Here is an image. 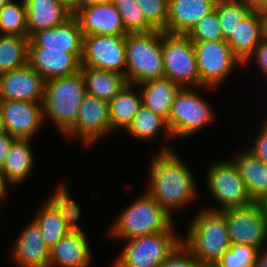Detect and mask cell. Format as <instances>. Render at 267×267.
Instances as JSON below:
<instances>
[{"label":"cell","mask_w":267,"mask_h":267,"mask_svg":"<svg viewBox=\"0 0 267 267\" xmlns=\"http://www.w3.org/2000/svg\"><path fill=\"white\" fill-rule=\"evenodd\" d=\"M161 147L157 156L151 159L150 186L145 192L172 216V211L196 200L197 186L179 154L168 145Z\"/></svg>","instance_id":"cell-1"},{"label":"cell","mask_w":267,"mask_h":267,"mask_svg":"<svg viewBox=\"0 0 267 267\" xmlns=\"http://www.w3.org/2000/svg\"><path fill=\"white\" fill-rule=\"evenodd\" d=\"M85 94L81 71L45 81L42 101L44 122L50 119L64 136L75 124Z\"/></svg>","instance_id":"cell-2"},{"label":"cell","mask_w":267,"mask_h":267,"mask_svg":"<svg viewBox=\"0 0 267 267\" xmlns=\"http://www.w3.org/2000/svg\"><path fill=\"white\" fill-rule=\"evenodd\" d=\"M191 221L182 244L205 267H213L231 246L224 215L204 208Z\"/></svg>","instance_id":"cell-3"},{"label":"cell","mask_w":267,"mask_h":267,"mask_svg":"<svg viewBox=\"0 0 267 267\" xmlns=\"http://www.w3.org/2000/svg\"><path fill=\"white\" fill-rule=\"evenodd\" d=\"M110 227L109 235L125 240L168 231L174 221L150 195L146 192L136 198Z\"/></svg>","instance_id":"cell-4"},{"label":"cell","mask_w":267,"mask_h":267,"mask_svg":"<svg viewBox=\"0 0 267 267\" xmlns=\"http://www.w3.org/2000/svg\"><path fill=\"white\" fill-rule=\"evenodd\" d=\"M126 71L130 84H141L164 77L162 30L128 33L125 36Z\"/></svg>","instance_id":"cell-5"},{"label":"cell","mask_w":267,"mask_h":267,"mask_svg":"<svg viewBox=\"0 0 267 267\" xmlns=\"http://www.w3.org/2000/svg\"><path fill=\"white\" fill-rule=\"evenodd\" d=\"M174 228L125 240L127 244L112 267H157L182 244Z\"/></svg>","instance_id":"cell-6"},{"label":"cell","mask_w":267,"mask_h":267,"mask_svg":"<svg viewBox=\"0 0 267 267\" xmlns=\"http://www.w3.org/2000/svg\"><path fill=\"white\" fill-rule=\"evenodd\" d=\"M65 187L63 184L56 187L55 193L33 218L49 248L64 238L81 216V207L73 201Z\"/></svg>","instance_id":"cell-7"},{"label":"cell","mask_w":267,"mask_h":267,"mask_svg":"<svg viewBox=\"0 0 267 267\" xmlns=\"http://www.w3.org/2000/svg\"><path fill=\"white\" fill-rule=\"evenodd\" d=\"M189 87H182L172 104L167 126L173 138L194 135L216 120L210 104ZM215 119V120H214Z\"/></svg>","instance_id":"cell-8"},{"label":"cell","mask_w":267,"mask_h":267,"mask_svg":"<svg viewBox=\"0 0 267 267\" xmlns=\"http://www.w3.org/2000/svg\"><path fill=\"white\" fill-rule=\"evenodd\" d=\"M164 77L181 87H200L194 45L187 34L162 31Z\"/></svg>","instance_id":"cell-9"},{"label":"cell","mask_w":267,"mask_h":267,"mask_svg":"<svg viewBox=\"0 0 267 267\" xmlns=\"http://www.w3.org/2000/svg\"><path fill=\"white\" fill-rule=\"evenodd\" d=\"M206 173L208 192L221 206L207 207V209L221 211L229 208H243L254 203L233 161L212 163Z\"/></svg>","instance_id":"cell-10"},{"label":"cell","mask_w":267,"mask_h":267,"mask_svg":"<svg viewBox=\"0 0 267 267\" xmlns=\"http://www.w3.org/2000/svg\"><path fill=\"white\" fill-rule=\"evenodd\" d=\"M194 45L200 87L217 88L242 63L226 41L192 42Z\"/></svg>","instance_id":"cell-11"},{"label":"cell","mask_w":267,"mask_h":267,"mask_svg":"<svg viewBox=\"0 0 267 267\" xmlns=\"http://www.w3.org/2000/svg\"><path fill=\"white\" fill-rule=\"evenodd\" d=\"M220 212L224 215L231 244L251 245L259 250L267 246V217L261 203Z\"/></svg>","instance_id":"cell-12"},{"label":"cell","mask_w":267,"mask_h":267,"mask_svg":"<svg viewBox=\"0 0 267 267\" xmlns=\"http://www.w3.org/2000/svg\"><path fill=\"white\" fill-rule=\"evenodd\" d=\"M81 66L118 72L125 75V36H83Z\"/></svg>","instance_id":"cell-13"},{"label":"cell","mask_w":267,"mask_h":267,"mask_svg":"<svg viewBox=\"0 0 267 267\" xmlns=\"http://www.w3.org/2000/svg\"><path fill=\"white\" fill-rule=\"evenodd\" d=\"M111 132L108 102L85 94L79 107L76 122L64 136L66 138L79 137L87 147L88 145L92 146L100 139L102 140Z\"/></svg>","instance_id":"cell-14"},{"label":"cell","mask_w":267,"mask_h":267,"mask_svg":"<svg viewBox=\"0 0 267 267\" xmlns=\"http://www.w3.org/2000/svg\"><path fill=\"white\" fill-rule=\"evenodd\" d=\"M6 131L15 138L33 139L43 126L42 102L0 100Z\"/></svg>","instance_id":"cell-15"},{"label":"cell","mask_w":267,"mask_h":267,"mask_svg":"<svg viewBox=\"0 0 267 267\" xmlns=\"http://www.w3.org/2000/svg\"><path fill=\"white\" fill-rule=\"evenodd\" d=\"M82 54H71L65 50L44 47H28V65L44 81L63 77L80 71Z\"/></svg>","instance_id":"cell-16"},{"label":"cell","mask_w":267,"mask_h":267,"mask_svg":"<svg viewBox=\"0 0 267 267\" xmlns=\"http://www.w3.org/2000/svg\"><path fill=\"white\" fill-rule=\"evenodd\" d=\"M44 84L42 76L27 64L0 74V100L42 102Z\"/></svg>","instance_id":"cell-17"},{"label":"cell","mask_w":267,"mask_h":267,"mask_svg":"<svg viewBox=\"0 0 267 267\" xmlns=\"http://www.w3.org/2000/svg\"><path fill=\"white\" fill-rule=\"evenodd\" d=\"M83 36L118 35L126 36L121 15L114 3L90 5L79 8L74 14Z\"/></svg>","instance_id":"cell-18"},{"label":"cell","mask_w":267,"mask_h":267,"mask_svg":"<svg viewBox=\"0 0 267 267\" xmlns=\"http://www.w3.org/2000/svg\"><path fill=\"white\" fill-rule=\"evenodd\" d=\"M91 259L86 234L77 224L50 248L49 267H89Z\"/></svg>","instance_id":"cell-19"},{"label":"cell","mask_w":267,"mask_h":267,"mask_svg":"<svg viewBox=\"0 0 267 267\" xmlns=\"http://www.w3.org/2000/svg\"><path fill=\"white\" fill-rule=\"evenodd\" d=\"M83 35L78 20L72 15L63 24L39 31L29 38L28 47H44L82 54Z\"/></svg>","instance_id":"cell-20"},{"label":"cell","mask_w":267,"mask_h":267,"mask_svg":"<svg viewBox=\"0 0 267 267\" xmlns=\"http://www.w3.org/2000/svg\"><path fill=\"white\" fill-rule=\"evenodd\" d=\"M217 0H168V16L164 32L188 34L215 8Z\"/></svg>","instance_id":"cell-21"},{"label":"cell","mask_w":267,"mask_h":267,"mask_svg":"<svg viewBox=\"0 0 267 267\" xmlns=\"http://www.w3.org/2000/svg\"><path fill=\"white\" fill-rule=\"evenodd\" d=\"M12 249L18 267H49L50 248L34 220L20 233Z\"/></svg>","instance_id":"cell-22"},{"label":"cell","mask_w":267,"mask_h":267,"mask_svg":"<svg viewBox=\"0 0 267 267\" xmlns=\"http://www.w3.org/2000/svg\"><path fill=\"white\" fill-rule=\"evenodd\" d=\"M27 9L28 38L63 24L73 14L58 0H24Z\"/></svg>","instance_id":"cell-23"},{"label":"cell","mask_w":267,"mask_h":267,"mask_svg":"<svg viewBox=\"0 0 267 267\" xmlns=\"http://www.w3.org/2000/svg\"><path fill=\"white\" fill-rule=\"evenodd\" d=\"M232 159L254 203L267 198V164L247 148Z\"/></svg>","instance_id":"cell-24"},{"label":"cell","mask_w":267,"mask_h":267,"mask_svg":"<svg viewBox=\"0 0 267 267\" xmlns=\"http://www.w3.org/2000/svg\"><path fill=\"white\" fill-rule=\"evenodd\" d=\"M136 86L142 87V104L167 121L175 97L182 87L165 77L149 80Z\"/></svg>","instance_id":"cell-25"},{"label":"cell","mask_w":267,"mask_h":267,"mask_svg":"<svg viewBox=\"0 0 267 267\" xmlns=\"http://www.w3.org/2000/svg\"><path fill=\"white\" fill-rule=\"evenodd\" d=\"M262 40L263 22L261 12L251 11L236 26L233 35L226 42L243 63Z\"/></svg>","instance_id":"cell-26"},{"label":"cell","mask_w":267,"mask_h":267,"mask_svg":"<svg viewBox=\"0 0 267 267\" xmlns=\"http://www.w3.org/2000/svg\"><path fill=\"white\" fill-rule=\"evenodd\" d=\"M30 141L31 139L16 138L0 168L10 185L23 183L34 169L35 157Z\"/></svg>","instance_id":"cell-27"},{"label":"cell","mask_w":267,"mask_h":267,"mask_svg":"<svg viewBox=\"0 0 267 267\" xmlns=\"http://www.w3.org/2000/svg\"><path fill=\"white\" fill-rule=\"evenodd\" d=\"M86 94L109 102L128 84L124 74L81 66Z\"/></svg>","instance_id":"cell-28"},{"label":"cell","mask_w":267,"mask_h":267,"mask_svg":"<svg viewBox=\"0 0 267 267\" xmlns=\"http://www.w3.org/2000/svg\"><path fill=\"white\" fill-rule=\"evenodd\" d=\"M134 84L128 83L108 102L112 132L126 130L142 104V95L133 92ZM119 128V129H118Z\"/></svg>","instance_id":"cell-29"},{"label":"cell","mask_w":267,"mask_h":267,"mask_svg":"<svg viewBox=\"0 0 267 267\" xmlns=\"http://www.w3.org/2000/svg\"><path fill=\"white\" fill-rule=\"evenodd\" d=\"M28 37L0 35V74L28 64Z\"/></svg>","instance_id":"cell-30"},{"label":"cell","mask_w":267,"mask_h":267,"mask_svg":"<svg viewBox=\"0 0 267 267\" xmlns=\"http://www.w3.org/2000/svg\"><path fill=\"white\" fill-rule=\"evenodd\" d=\"M163 130V131H162ZM126 131L138 140H154L162 131L171 137L166 120L142 105Z\"/></svg>","instance_id":"cell-31"},{"label":"cell","mask_w":267,"mask_h":267,"mask_svg":"<svg viewBox=\"0 0 267 267\" xmlns=\"http://www.w3.org/2000/svg\"><path fill=\"white\" fill-rule=\"evenodd\" d=\"M0 35L28 37L27 9L24 0L18 3L11 0L0 10Z\"/></svg>","instance_id":"cell-32"},{"label":"cell","mask_w":267,"mask_h":267,"mask_svg":"<svg viewBox=\"0 0 267 267\" xmlns=\"http://www.w3.org/2000/svg\"><path fill=\"white\" fill-rule=\"evenodd\" d=\"M219 17L224 41H227L234 29L251 12L240 0H217L215 8Z\"/></svg>","instance_id":"cell-33"},{"label":"cell","mask_w":267,"mask_h":267,"mask_svg":"<svg viewBox=\"0 0 267 267\" xmlns=\"http://www.w3.org/2000/svg\"><path fill=\"white\" fill-rule=\"evenodd\" d=\"M127 33H148L156 30L147 20L136 0H114Z\"/></svg>","instance_id":"cell-34"},{"label":"cell","mask_w":267,"mask_h":267,"mask_svg":"<svg viewBox=\"0 0 267 267\" xmlns=\"http://www.w3.org/2000/svg\"><path fill=\"white\" fill-rule=\"evenodd\" d=\"M259 251L251 245L231 244L213 267H254Z\"/></svg>","instance_id":"cell-35"},{"label":"cell","mask_w":267,"mask_h":267,"mask_svg":"<svg viewBox=\"0 0 267 267\" xmlns=\"http://www.w3.org/2000/svg\"><path fill=\"white\" fill-rule=\"evenodd\" d=\"M187 35L192 42L224 41L216 10L200 20Z\"/></svg>","instance_id":"cell-36"},{"label":"cell","mask_w":267,"mask_h":267,"mask_svg":"<svg viewBox=\"0 0 267 267\" xmlns=\"http://www.w3.org/2000/svg\"><path fill=\"white\" fill-rule=\"evenodd\" d=\"M146 20L156 29L164 31L168 16V0H136Z\"/></svg>","instance_id":"cell-37"},{"label":"cell","mask_w":267,"mask_h":267,"mask_svg":"<svg viewBox=\"0 0 267 267\" xmlns=\"http://www.w3.org/2000/svg\"><path fill=\"white\" fill-rule=\"evenodd\" d=\"M157 267H205L193 254L181 244L175 252Z\"/></svg>","instance_id":"cell-38"},{"label":"cell","mask_w":267,"mask_h":267,"mask_svg":"<svg viewBox=\"0 0 267 267\" xmlns=\"http://www.w3.org/2000/svg\"><path fill=\"white\" fill-rule=\"evenodd\" d=\"M264 122L254 146L248 148V150L267 164V120H264Z\"/></svg>","instance_id":"cell-39"},{"label":"cell","mask_w":267,"mask_h":267,"mask_svg":"<svg viewBox=\"0 0 267 267\" xmlns=\"http://www.w3.org/2000/svg\"><path fill=\"white\" fill-rule=\"evenodd\" d=\"M253 57V58H252ZM256 60L260 70L263 71L267 76V41L263 39L253 50V52L248 56V58L243 62L242 66L248 64L252 61L250 59ZM255 58V59H254Z\"/></svg>","instance_id":"cell-40"},{"label":"cell","mask_w":267,"mask_h":267,"mask_svg":"<svg viewBox=\"0 0 267 267\" xmlns=\"http://www.w3.org/2000/svg\"><path fill=\"white\" fill-rule=\"evenodd\" d=\"M15 139L16 138L11 136L8 132L0 133V168L2 167Z\"/></svg>","instance_id":"cell-41"},{"label":"cell","mask_w":267,"mask_h":267,"mask_svg":"<svg viewBox=\"0 0 267 267\" xmlns=\"http://www.w3.org/2000/svg\"><path fill=\"white\" fill-rule=\"evenodd\" d=\"M250 11L262 12L266 7L267 0H240Z\"/></svg>","instance_id":"cell-42"},{"label":"cell","mask_w":267,"mask_h":267,"mask_svg":"<svg viewBox=\"0 0 267 267\" xmlns=\"http://www.w3.org/2000/svg\"><path fill=\"white\" fill-rule=\"evenodd\" d=\"M254 267H267V246L259 251Z\"/></svg>","instance_id":"cell-43"},{"label":"cell","mask_w":267,"mask_h":267,"mask_svg":"<svg viewBox=\"0 0 267 267\" xmlns=\"http://www.w3.org/2000/svg\"><path fill=\"white\" fill-rule=\"evenodd\" d=\"M8 184H10V183L5 179L4 173L0 169V202L6 196V193H7V190H8L7 187H9ZM0 205H1V203H0Z\"/></svg>","instance_id":"cell-44"},{"label":"cell","mask_w":267,"mask_h":267,"mask_svg":"<svg viewBox=\"0 0 267 267\" xmlns=\"http://www.w3.org/2000/svg\"><path fill=\"white\" fill-rule=\"evenodd\" d=\"M60 1L72 14L80 8L81 0H58Z\"/></svg>","instance_id":"cell-45"},{"label":"cell","mask_w":267,"mask_h":267,"mask_svg":"<svg viewBox=\"0 0 267 267\" xmlns=\"http://www.w3.org/2000/svg\"><path fill=\"white\" fill-rule=\"evenodd\" d=\"M114 0H81L80 8H85L90 5L113 3Z\"/></svg>","instance_id":"cell-46"},{"label":"cell","mask_w":267,"mask_h":267,"mask_svg":"<svg viewBox=\"0 0 267 267\" xmlns=\"http://www.w3.org/2000/svg\"><path fill=\"white\" fill-rule=\"evenodd\" d=\"M263 22V39L267 41V12H261Z\"/></svg>","instance_id":"cell-47"},{"label":"cell","mask_w":267,"mask_h":267,"mask_svg":"<svg viewBox=\"0 0 267 267\" xmlns=\"http://www.w3.org/2000/svg\"><path fill=\"white\" fill-rule=\"evenodd\" d=\"M3 132H7V131H6L5 123H4V118L0 110V133H3Z\"/></svg>","instance_id":"cell-48"},{"label":"cell","mask_w":267,"mask_h":267,"mask_svg":"<svg viewBox=\"0 0 267 267\" xmlns=\"http://www.w3.org/2000/svg\"><path fill=\"white\" fill-rule=\"evenodd\" d=\"M11 0H0V10L7 4L9 3Z\"/></svg>","instance_id":"cell-49"},{"label":"cell","mask_w":267,"mask_h":267,"mask_svg":"<svg viewBox=\"0 0 267 267\" xmlns=\"http://www.w3.org/2000/svg\"><path fill=\"white\" fill-rule=\"evenodd\" d=\"M263 208H264V211H265V214H266V217H267V198L261 203Z\"/></svg>","instance_id":"cell-50"},{"label":"cell","mask_w":267,"mask_h":267,"mask_svg":"<svg viewBox=\"0 0 267 267\" xmlns=\"http://www.w3.org/2000/svg\"><path fill=\"white\" fill-rule=\"evenodd\" d=\"M262 12H267V1H266V7Z\"/></svg>","instance_id":"cell-51"}]
</instances>
